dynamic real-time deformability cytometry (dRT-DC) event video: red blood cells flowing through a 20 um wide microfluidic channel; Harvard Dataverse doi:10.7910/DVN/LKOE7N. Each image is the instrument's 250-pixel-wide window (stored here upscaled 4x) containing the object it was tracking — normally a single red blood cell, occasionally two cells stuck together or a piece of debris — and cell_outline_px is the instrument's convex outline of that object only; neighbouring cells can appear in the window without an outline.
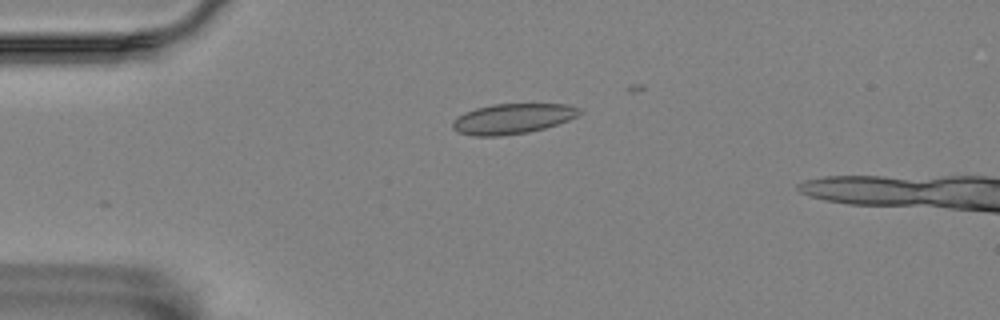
{"species": "Egyptian fruit bat (a non-hibernating species)", "species_latin": "Rousettus aegyptiacus", "temperature_condition": "room temperature", "stored_images_in_passage": 10, "camera_frame_rate_fps": 3000, "um_per_image_px": 0.085, "animal": {"sex": "female"}, "frame": {"image": 1, "passage_image": 2, "time_ms": 0.333, "image_size_px": [1000, 320], "cell_outline_px": [[584, 112], [568, 120], [544, 128], [528, 132], [500, 136], [472, 136], [456, 132], [452, 128], [452, 120], [464, 112], [476, 108], [492, 104], [568, 104], [580, 108]], "centroid_in_image_um": [43.54, 10.09], "position_along_channel_um": 41.5, "area_um2": 22.48}}
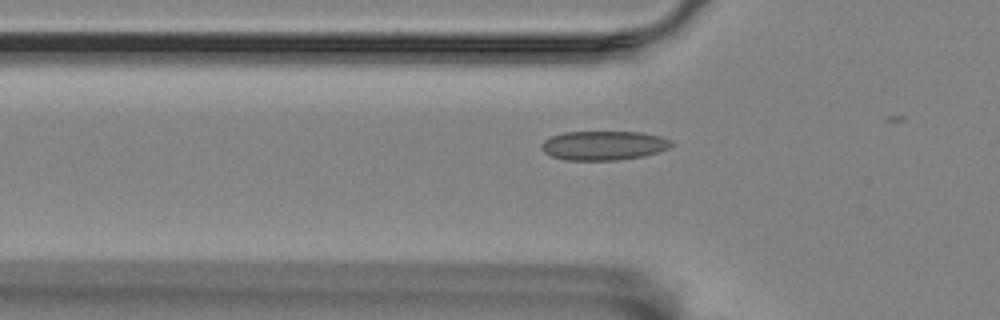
{"frame": {"image": 2, "passage_image": 7, "time_ms": 2.0, "image_size_px": [1000, 320], "cell_outline_px": [[676, 144], [668, 148], [644, 156], [616, 160], [564, 160], [552, 156], [544, 152], [540, 148], [540, 144], [544, 140], [552, 136], [564, 132], [640, 132], [660, 136], [672, 140]], "centroid_in_image_um": [51.31, 12.36], "position_along_channel_um": 74.5, "area_um2": 22.2}}